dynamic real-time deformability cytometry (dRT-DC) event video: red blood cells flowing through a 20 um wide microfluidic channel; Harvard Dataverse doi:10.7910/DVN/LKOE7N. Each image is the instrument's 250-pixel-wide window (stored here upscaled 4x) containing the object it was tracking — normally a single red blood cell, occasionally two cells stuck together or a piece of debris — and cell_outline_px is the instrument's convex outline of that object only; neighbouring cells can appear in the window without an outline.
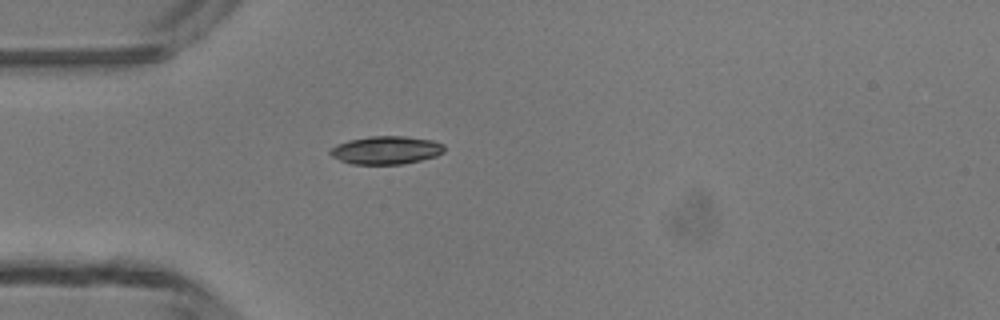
{"species": "common noctule bat (a hibernating species)", "species_latin": "Nyctalus noctula", "temperature_condition": "room temperature", "stored_images_in_passage": 1, "camera_frame_rate_fps": 3000, "um_per_image_px": 0.085, "animal": {"sex": "male", "body_mass_g": 13.3}, "frame": {"image": 1, "passage_image": 1, "time_ms": 0.0, "image_size_px": [1000, 320], "cell_outline_px": [[444, 152], [436, 156], [420, 160], [400, 164], [352, 164], [340, 160], [332, 156], [328, 152], [336, 144], [348, 140], [368, 136], [404, 136], [432, 140], [444, 144]], "centroid_in_image_um": [32.81, 12.75], "position_along_channel_um": 52.2, "area_um2": 18.67}}